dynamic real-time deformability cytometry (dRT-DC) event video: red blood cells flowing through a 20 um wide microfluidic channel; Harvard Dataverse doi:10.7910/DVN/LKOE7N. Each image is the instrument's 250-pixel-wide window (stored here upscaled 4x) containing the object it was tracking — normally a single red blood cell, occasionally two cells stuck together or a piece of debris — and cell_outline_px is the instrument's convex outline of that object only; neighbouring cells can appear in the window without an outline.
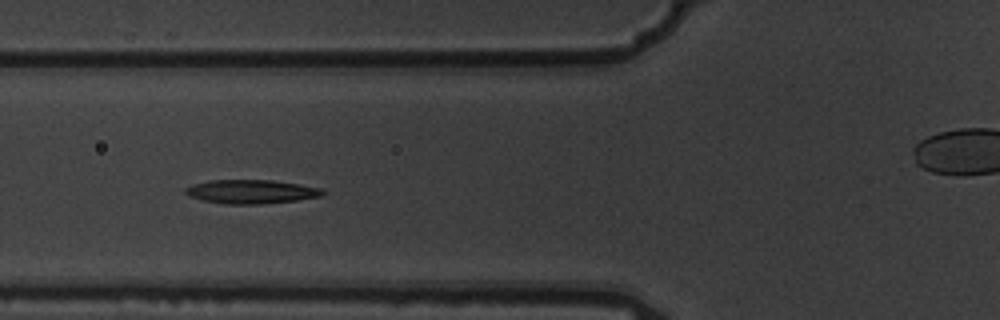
{"species": "common noctule bat (a hibernating species)", "species_latin": "Nyctalus noctula", "temperature_condition": "warm", "stored_images_in_passage": 9, "segment_of_instrument_passage": [1, 2], "camera_frame_rate_fps": 3000, "um_per_image_px": 0.085, "animal": {"sex": "male", "body_mass_g": 19.5, "forearm_length_mm": 54.6}, "frame": {"image": 1, "passage_image": 6, "time_ms": 1.667, "image_size_px": [1000, 320], "cell_outline_px": [[328, 192], [320, 196], [296, 200], [260, 204], [224, 204], [204, 200], [188, 196], [184, 192], [184, 188], [192, 184], [208, 180], [272, 180], [300, 184], [320, 188]], "centroid_in_image_um": [21.33, 16.28], "position_along_channel_um": 104.5, "area_um2": 19.13}}
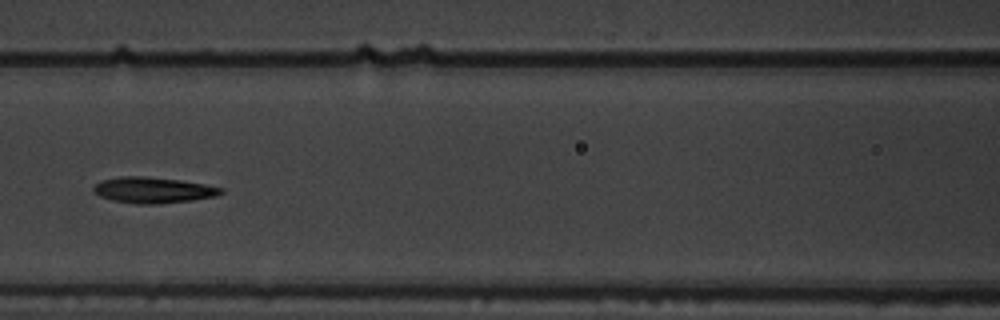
{"frame": {"image": 2, "passage_image": 7, "time_ms": 2.0, "image_size_px": [1000, 320], "cell_outline_px": [[224, 192], [216, 196], [192, 200], [156, 204], [136, 204], [112, 200], [100, 196], [92, 188], [100, 180], [120, 176], [144, 176], [180, 180], [204, 184], [224, 188]], "centroid_in_image_um": [13.02, 16.15], "position_along_channel_um": 153.6, "area_um2": 19.25}}
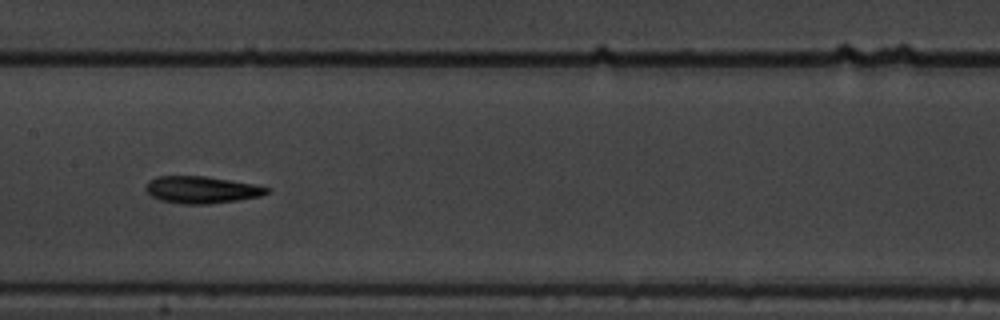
{"frame": {"image": 3, "passage_image": 8, "time_ms": 2.333, "image_size_px": [1000, 320], "cell_outline_px": [[272, 188], [268, 192], [260, 196], [236, 200], [208, 204], [180, 204], [160, 200], [152, 196], [144, 188], [148, 180], [156, 176], [204, 176], [252, 184]], "centroid_in_image_um": [17.08, 16.13], "position_along_channel_um": 190.3, "area_um2": 18.96}}